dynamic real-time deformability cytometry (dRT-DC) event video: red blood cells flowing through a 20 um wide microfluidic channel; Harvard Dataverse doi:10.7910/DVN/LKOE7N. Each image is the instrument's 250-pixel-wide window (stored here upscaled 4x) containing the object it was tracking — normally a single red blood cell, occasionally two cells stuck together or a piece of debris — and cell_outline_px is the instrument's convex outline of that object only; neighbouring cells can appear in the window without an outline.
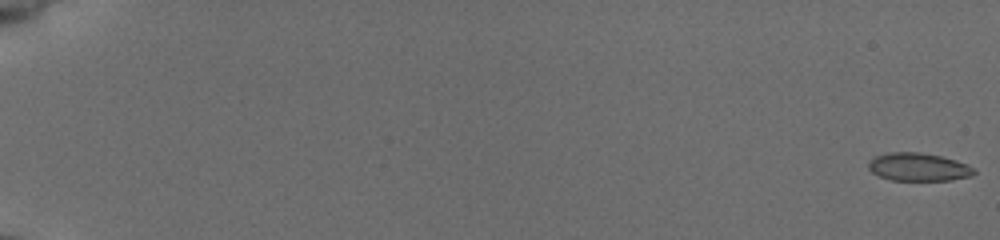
{"species": "common noctule bat (a hibernating species)", "species_latin": "Nyctalus noctula", "temperature_condition": "cold", "stored_images_in_passage": 55, "camera_frame_rate_fps": 3000, "um_per_image_px": 0.085, "animal": {"sex": "female", "body_mass_g": 19.5, "forearm_length_mm": 54.1}, "frame": {"image": 1, "passage_image": 1, "time_ms": 0.0, "image_size_px": [1000, 240], "cell_outline_px": [[976, 172], [972, 176], [952, 180], [892, 180], [880, 176], [872, 172], [868, 168], [868, 164], [876, 156], [888, 152], [920, 152], [940, 156], [956, 160], [968, 164]], "centroid_in_image_um": [78.09, 14.19], "position_along_channel_um": 6.9, "area_um2": 17.17}}
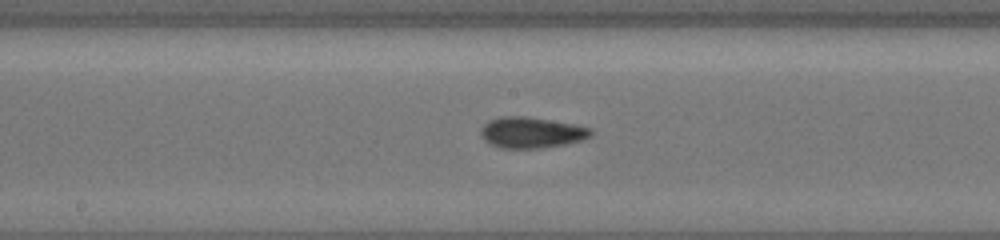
{"frame": {"image": 2, "passage_image": 32, "time_ms": 10.333, "image_size_px": [1000, 240], "cell_outline_px": [[592, 136], [584, 140], [564, 144], [540, 148], [500, 148], [484, 140], [480, 132], [484, 124], [488, 120], [500, 116], [524, 116], [572, 124], [592, 128]], "centroid_in_image_um": [45.17, 11.26], "position_along_channel_um": 203.0, "area_um2": 19.77}}
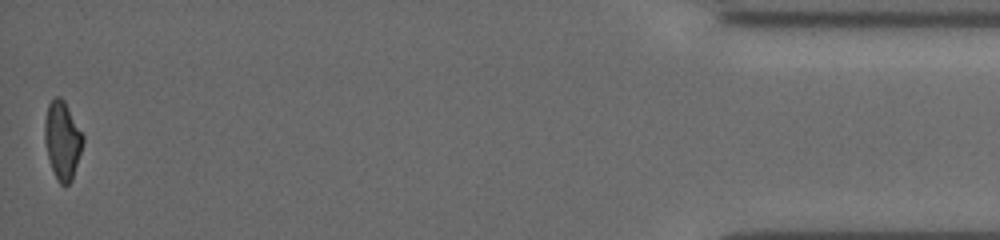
{"frame": {"image": 3, "passage_image": 55, "time_ms": 18.0, "image_size_px": [1000, 240], "cell_outline_px": [[84, 140], [72, 180], [64, 188], [60, 184], [52, 168], [48, 156], [44, 140], [44, 120], [48, 104], [56, 96], [60, 96], [64, 100], [84, 136]], "centroid_in_image_um": [5.29, 11.91], "position_along_channel_um": 429.9, "area_um2": 17.34}, "authors_computed_cell_mechanics": {"area_um2": 17.8602, "velocity_mm_per_s": 3.9356, "shape_relaxation_time_tau1_ms": 6.4395, "shape_relaxation_time_tau2_ms": 1.83, "deformation_change_tau1": 0.1276, "deformation_change_tau2": 0.0729}}